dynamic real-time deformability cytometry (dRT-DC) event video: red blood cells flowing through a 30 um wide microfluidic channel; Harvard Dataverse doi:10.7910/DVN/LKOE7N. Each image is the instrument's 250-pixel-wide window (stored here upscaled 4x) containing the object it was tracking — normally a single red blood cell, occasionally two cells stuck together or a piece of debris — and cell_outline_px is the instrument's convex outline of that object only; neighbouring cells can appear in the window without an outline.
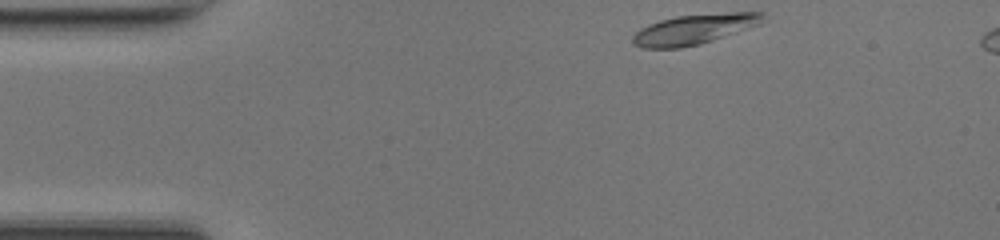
{"species": "common noctule bat (a hibernating species)", "species_latin": "Nyctalus noctula", "temperature_condition": "room temperature", "stored_images_in_passage": 42, "camera_frame_rate_fps": 3000, "um_per_image_px": 0.085, "animal": {"sex": "female", "body_mass_g": 17.0, "forearm_length_mm": 48.0}, "frame": {"image": 1, "passage_image": 1, "time_ms": 0.0, "image_size_px": [1000, 240], "cell_outline_px": [[768, 20], [760, 24], [700, 44], [680, 48], [644, 48], [632, 44], [632, 36], [640, 28], [648, 24], [660, 20], [676, 16], [728, 12], [764, 12]], "centroid_in_image_um": [59.02, 2.47], "position_along_channel_um": 26.0, "area_um2": 22.95}}
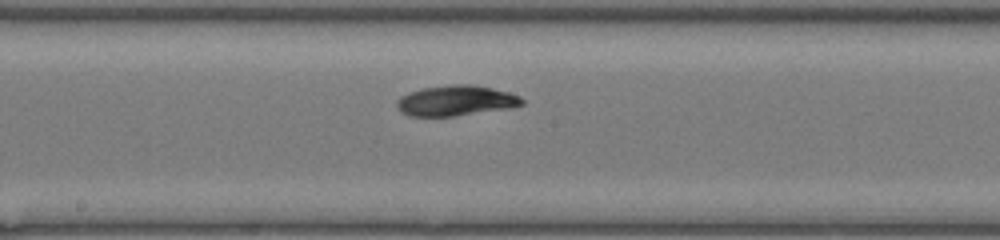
{"frame": {"image": 2, "passage_image": 19, "time_ms": 6.0, "image_size_px": [1000, 240], "cell_outline_px": [[524, 104], [512, 108], [452, 116], [408, 116], [400, 112], [396, 104], [396, 100], [400, 96], [408, 92], [424, 88], [452, 84], [472, 84], [492, 88], [508, 92], [520, 96], [524, 100]], "centroid_in_image_um": [38.74, 8.55], "position_along_channel_um": 209.5, "area_um2": 22.31}}
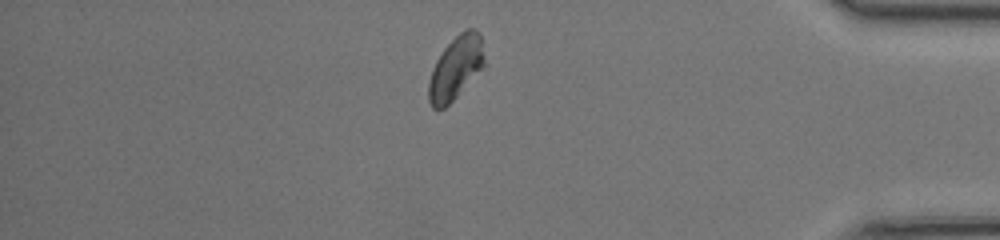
{"frame": {"image": 3, "passage_image": 35, "time_ms": 11.333, "image_size_px": [1000, 240], "cell_outline_px": [[484, 64], [456, 96], [444, 108], [432, 108], [428, 100], [428, 80], [432, 68], [436, 60], [444, 48], [460, 32], [468, 28], [476, 28], [480, 32], [484, 56]], "centroid_in_image_um": [38.7, 5.74], "position_along_channel_um": 396.5, "area_um2": 20.17}, "authors_computed_cell_mechanics": {"area_um2": 21.2993, "velocity_mm_per_s": 4.1835, "shape_relaxation_time_tau1_ms": 2.8316, "shape_relaxation_time_tau2_ms": null, "deformation_change_tau1": 0.1407, "deformation_change_tau2": null}}